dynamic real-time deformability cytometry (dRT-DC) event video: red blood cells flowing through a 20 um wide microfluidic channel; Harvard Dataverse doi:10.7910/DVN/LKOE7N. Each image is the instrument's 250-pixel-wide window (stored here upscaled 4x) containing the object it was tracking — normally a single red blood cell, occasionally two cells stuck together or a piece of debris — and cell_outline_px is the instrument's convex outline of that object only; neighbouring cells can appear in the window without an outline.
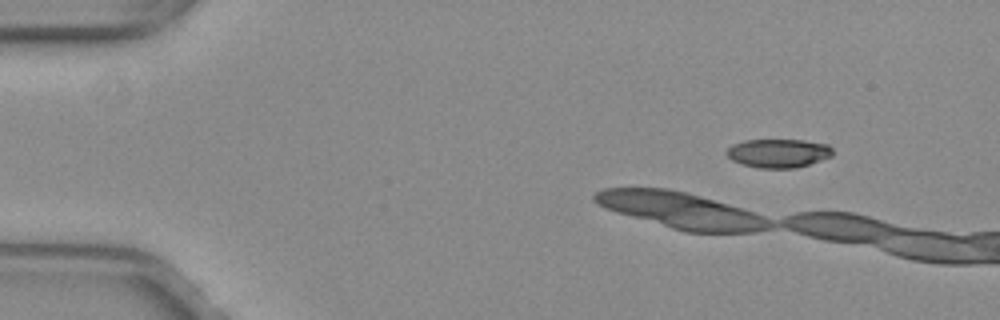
{"species": "common noctule bat (a hibernating species)", "species_latin": "Nyctalus noctula", "temperature_condition": "warm", "stored_images_in_passage": 15, "camera_frame_rate_fps": 3000, "um_per_image_px": 0.085, "animal": {"sex": "female", "body_mass_g": 29.2, "forearm_length_mm": 56.3}, "frame": {"image": 1, "passage_image": 3, "time_ms": 0.667, "image_size_px": [1000, 320], "cell_outline_px": [[832, 156], [796, 168], [760, 168], [744, 164], [732, 160], [724, 152], [732, 144], [744, 140], [804, 140], [828, 144], [832, 148]], "centroid_in_image_um": [66.15, 13.01], "position_along_channel_um": 18.8, "area_um2": 17.69}}